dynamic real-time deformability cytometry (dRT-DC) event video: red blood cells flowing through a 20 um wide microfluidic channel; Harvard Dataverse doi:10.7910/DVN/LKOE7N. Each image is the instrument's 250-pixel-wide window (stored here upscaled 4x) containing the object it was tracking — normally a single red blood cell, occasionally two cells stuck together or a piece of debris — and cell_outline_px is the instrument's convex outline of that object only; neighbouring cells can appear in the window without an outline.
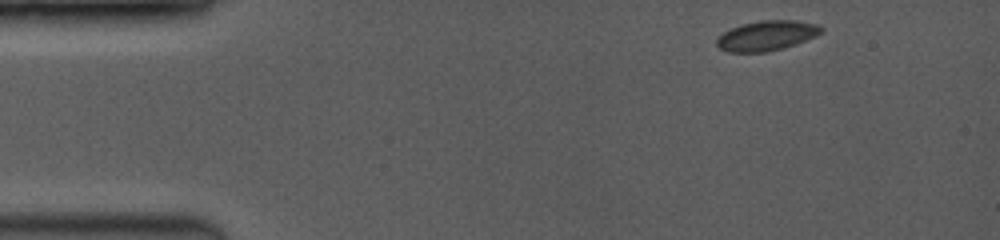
{"species": "common noctule bat (a hibernating species)", "species_latin": "Nyctalus noctula", "temperature_condition": "room temperature", "stored_images_in_passage": 9, "camera_frame_rate_fps": 3500, "um_per_image_px": 0.085, "animal": {"sex": "female", "body_mass_g": 19.0, "forearm_length_mm": 53.3}, "frame": {"image": 1, "passage_image": 1, "time_ms": 0.0, "image_size_px": [1000, 240], "cell_outline_px": [[824, 28], [816, 36], [796, 44], [784, 48], [768, 52], [728, 52], [720, 48], [716, 44], [716, 40], [724, 32], [740, 24], [760, 20], [796, 20], [816, 24]], "centroid_in_image_um": [65.17, 3.03], "position_along_channel_um": 19.8, "area_um2": 18.26}}
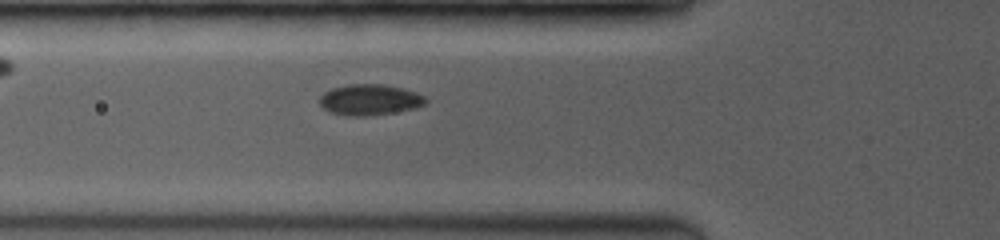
{"frame": {"image": 2, "passage_image": 6, "time_ms": 4.0, "image_size_px": [1000, 240], "cell_outline_px": [[428, 100], [424, 104], [416, 108], [392, 112], [364, 116], [348, 116], [328, 112], [320, 104], [320, 96], [324, 92], [332, 88], [348, 84], [380, 84], [400, 88], [416, 92], [424, 96]], "centroid_in_image_um": [31.4, 8.48], "position_along_channel_um": 94.4, "area_um2": 18.96}}
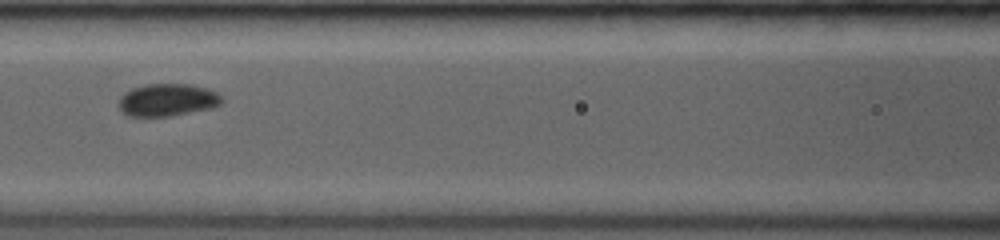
{"frame": {"image": 3, "passage_image": 8, "time_ms": 5.429, "image_size_px": [1000, 240], "cell_outline_px": [[224, 100], [220, 104], [212, 108], [172, 116], [128, 116], [120, 108], [120, 96], [124, 92], [132, 88], [144, 84], [192, 84], [208, 88], [216, 92]], "centroid_in_image_um": [14.26, 8.48], "position_along_channel_um": 152.3, "area_um2": 19.59}}